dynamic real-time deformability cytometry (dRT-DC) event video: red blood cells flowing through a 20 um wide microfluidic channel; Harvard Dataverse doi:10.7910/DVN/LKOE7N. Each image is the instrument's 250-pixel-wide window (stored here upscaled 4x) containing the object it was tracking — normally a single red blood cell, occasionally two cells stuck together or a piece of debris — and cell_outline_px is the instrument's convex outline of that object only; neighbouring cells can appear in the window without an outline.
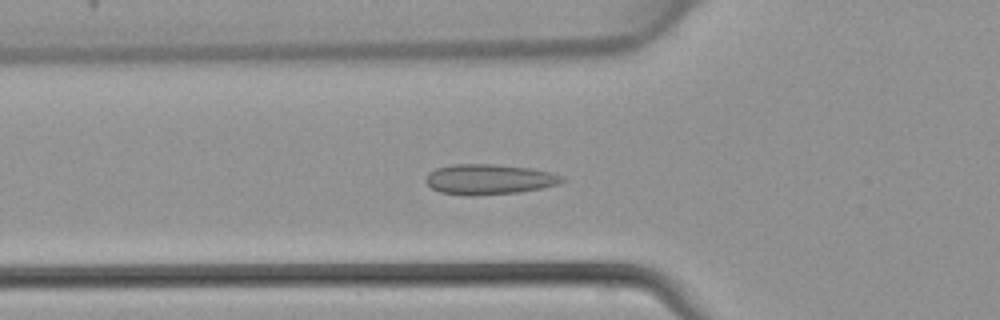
{"species": "common noctule bat (a hibernating species)", "species_latin": "Nyctalus noctula", "temperature_condition": "warm", "stored_images_in_passage": 46, "camera_frame_rate_fps": 3000, "um_per_image_px": 0.085, "animal": {"sex": "female", "body_mass_g": 22.7, "forearm_length_mm": 54.2}, "frame": {"image": 1, "passage_image": 16, "time_ms": 5.0, "image_size_px": [1000, 320], "cell_outline_px": [[564, 180], [560, 184], [520, 192], [472, 196], [464, 196], [440, 192], [432, 188], [424, 180], [428, 172], [436, 168], [452, 164], [496, 164], [532, 168], [564, 176]], "centroid_in_image_um": [41.55, 15.24], "position_along_channel_um": 84.3, "area_um2": 24.28}}
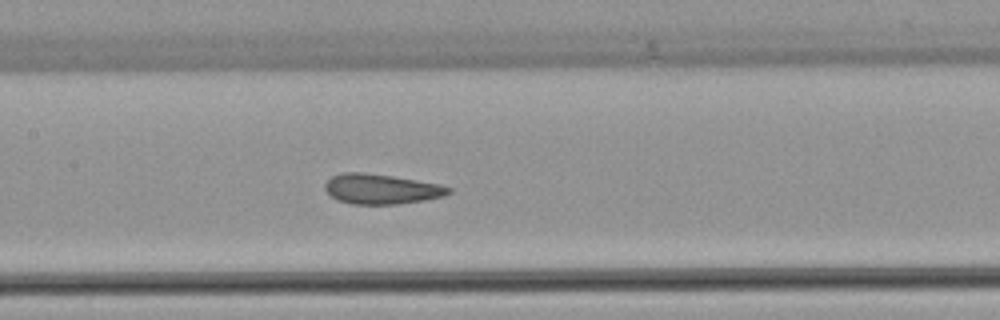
{"frame": {"image": 2, "passage_image": 22, "time_ms": 7.0, "image_size_px": [1000, 320], "cell_outline_px": [[452, 192], [444, 196], [424, 200], [396, 204], [352, 204], [336, 200], [324, 188], [324, 184], [332, 176], [344, 172], [364, 172], [392, 176], [440, 184], [452, 188]], "centroid_in_image_um": [32.41, 16.06], "position_along_channel_um": 175.0, "area_um2": 21.62}}
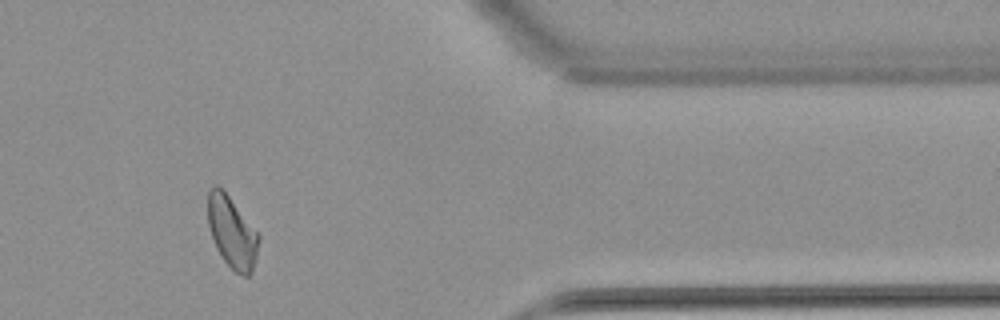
{"frame": {"image": 3, "passage_image": 38, "time_ms": 12.333, "image_size_px": [1000, 320], "cell_outline_px": [[260, 240], [256, 260], [252, 272], [248, 276], [244, 276], [236, 272], [224, 260], [216, 248], [208, 224], [208, 192], [216, 184], [228, 196], [260, 236]], "centroid_in_image_um": [19.73, 19.78], "position_along_channel_um": 391.7, "area_um2": 20.75}}